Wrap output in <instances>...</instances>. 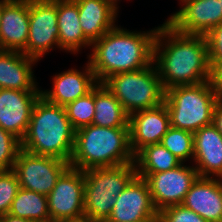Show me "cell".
Here are the masks:
<instances>
[{
	"mask_svg": "<svg viewBox=\"0 0 222 222\" xmlns=\"http://www.w3.org/2000/svg\"><path fill=\"white\" fill-rule=\"evenodd\" d=\"M37 62L20 51L0 50V89L41 91L32 71Z\"/></svg>",
	"mask_w": 222,
	"mask_h": 222,
	"instance_id": "obj_20",
	"label": "cell"
},
{
	"mask_svg": "<svg viewBox=\"0 0 222 222\" xmlns=\"http://www.w3.org/2000/svg\"><path fill=\"white\" fill-rule=\"evenodd\" d=\"M52 80L51 90H41V96L52 104L64 107L85 96L98 84L89 61L83 71L71 68L55 75Z\"/></svg>",
	"mask_w": 222,
	"mask_h": 222,
	"instance_id": "obj_16",
	"label": "cell"
},
{
	"mask_svg": "<svg viewBox=\"0 0 222 222\" xmlns=\"http://www.w3.org/2000/svg\"><path fill=\"white\" fill-rule=\"evenodd\" d=\"M65 110L75 130L92 124L95 114L94 88L85 96L68 103L65 106Z\"/></svg>",
	"mask_w": 222,
	"mask_h": 222,
	"instance_id": "obj_27",
	"label": "cell"
},
{
	"mask_svg": "<svg viewBox=\"0 0 222 222\" xmlns=\"http://www.w3.org/2000/svg\"><path fill=\"white\" fill-rule=\"evenodd\" d=\"M94 105L92 124L101 127H129V115L103 83L94 87Z\"/></svg>",
	"mask_w": 222,
	"mask_h": 222,
	"instance_id": "obj_23",
	"label": "cell"
},
{
	"mask_svg": "<svg viewBox=\"0 0 222 222\" xmlns=\"http://www.w3.org/2000/svg\"><path fill=\"white\" fill-rule=\"evenodd\" d=\"M19 189V180L13 170L0 171V217L9 213Z\"/></svg>",
	"mask_w": 222,
	"mask_h": 222,
	"instance_id": "obj_29",
	"label": "cell"
},
{
	"mask_svg": "<svg viewBox=\"0 0 222 222\" xmlns=\"http://www.w3.org/2000/svg\"><path fill=\"white\" fill-rule=\"evenodd\" d=\"M4 0H0V22L3 14Z\"/></svg>",
	"mask_w": 222,
	"mask_h": 222,
	"instance_id": "obj_35",
	"label": "cell"
},
{
	"mask_svg": "<svg viewBox=\"0 0 222 222\" xmlns=\"http://www.w3.org/2000/svg\"><path fill=\"white\" fill-rule=\"evenodd\" d=\"M70 163L51 156L31 154L23 149L13 166L20 188L48 196Z\"/></svg>",
	"mask_w": 222,
	"mask_h": 222,
	"instance_id": "obj_9",
	"label": "cell"
},
{
	"mask_svg": "<svg viewBox=\"0 0 222 222\" xmlns=\"http://www.w3.org/2000/svg\"><path fill=\"white\" fill-rule=\"evenodd\" d=\"M158 27L135 32L115 26L92 43L88 61L98 83L120 72L141 70L153 63V47Z\"/></svg>",
	"mask_w": 222,
	"mask_h": 222,
	"instance_id": "obj_2",
	"label": "cell"
},
{
	"mask_svg": "<svg viewBox=\"0 0 222 222\" xmlns=\"http://www.w3.org/2000/svg\"><path fill=\"white\" fill-rule=\"evenodd\" d=\"M170 116L166 105L135 112L129 116L130 148L135 155L143 147L161 143L170 128Z\"/></svg>",
	"mask_w": 222,
	"mask_h": 222,
	"instance_id": "obj_15",
	"label": "cell"
},
{
	"mask_svg": "<svg viewBox=\"0 0 222 222\" xmlns=\"http://www.w3.org/2000/svg\"><path fill=\"white\" fill-rule=\"evenodd\" d=\"M194 133L170 127L162 138L161 144L182 163L194 156Z\"/></svg>",
	"mask_w": 222,
	"mask_h": 222,
	"instance_id": "obj_26",
	"label": "cell"
},
{
	"mask_svg": "<svg viewBox=\"0 0 222 222\" xmlns=\"http://www.w3.org/2000/svg\"><path fill=\"white\" fill-rule=\"evenodd\" d=\"M195 168L200 177L222 178V134L213 124L194 133Z\"/></svg>",
	"mask_w": 222,
	"mask_h": 222,
	"instance_id": "obj_19",
	"label": "cell"
},
{
	"mask_svg": "<svg viewBox=\"0 0 222 222\" xmlns=\"http://www.w3.org/2000/svg\"><path fill=\"white\" fill-rule=\"evenodd\" d=\"M137 176L135 163L84 171V215L89 222H106L116 197Z\"/></svg>",
	"mask_w": 222,
	"mask_h": 222,
	"instance_id": "obj_5",
	"label": "cell"
},
{
	"mask_svg": "<svg viewBox=\"0 0 222 222\" xmlns=\"http://www.w3.org/2000/svg\"><path fill=\"white\" fill-rule=\"evenodd\" d=\"M70 222H89V221L86 219H83V220H79V221H70Z\"/></svg>",
	"mask_w": 222,
	"mask_h": 222,
	"instance_id": "obj_37",
	"label": "cell"
},
{
	"mask_svg": "<svg viewBox=\"0 0 222 222\" xmlns=\"http://www.w3.org/2000/svg\"><path fill=\"white\" fill-rule=\"evenodd\" d=\"M137 173H159L175 169L182 162L161 143L143 147L134 155Z\"/></svg>",
	"mask_w": 222,
	"mask_h": 222,
	"instance_id": "obj_24",
	"label": "cell"
},
{
	"mask_svg": "<svg viewBox=\"0 0 222 222\" xmlns=\"http://www.w3.org/2000/svg\"><path fill=\"white\" fill-rule=\"evenodd\" d=\"M57 25L61 50L76 54L83 47L91 48L92 42L84 35L74 0H57Z\"/></svg>",
	"mask_w": 222,
	"mask_h": 222,
	"instance_id": "obj_22",
	"label": "cell"
},
{
	"mask_svg": "<svg viewBox=\"0 0 222 222\" xmlns=\"http://www.w3.org/2000/svg\"><path fill=\"white\" fill-rule=\"evenodd\" d=\"M29 0H4L0 22V50L22 52L28 41Z\"/></svg>",
	"mask_w": 222,
	"mask_h": 222,
	"instance_id": "obj_17",
	"label": "cell"
},
{
	"mask_svg": "<svg viewBox=\"0 0 222 222\" xmlns=\"http://www.w3.org/2000/svg\"><path fill=\"white\" fill-rule=\"evenodd\" d=\"M8 214L33 222H50L47 196L20 188Z\"/></svg>",
	"mask_w": 222,
	"mask_h": 222,
	"instance_id": "obj_25",
	"label": "cell"
},
{
	"mask_svg": "<svg viewBox=\"0 0 222 222\" xmlns=\"http://www.w3.org/2000/svg\"><path fill=\"white\" fill-rule=\"evenodd\" d=\"M134 162L129 127H101L95 124L75 130L70 166L86 171Z\"/></svg>",
	"mask_w": 222,
	"mask_h": 222,
	"instance_id": "obj_4",
	"label": "cell"
},
{
	"mask_svg": "<svg viewBox=\"0 0 222 222\" xmlns=\"http://www.w3.org/2000/svg\"><path fill=\"white\" fill-rule=\"evenodd\" d=\"M75 129L64 106L52 104L42 96L34 104L21 149L35 155L51 156L70 162Z\"/></svg>",
	"mask_w": 222,
	"mask_h": 222,
	"instance_id": "obj_3",
	"label": "cell"
},
{
	"mask_svg": "<svg viewBox=\"0 0 222 222\" xmlns=\"http://www.w3.org/2000/svg\"><path fill=\"white\" fill-rule=\"evenodd\" d=\"M118 1H119V0H113L114 5H115V7H116L117 9L119 8V6H117V5H118V4H117V3H118Z\"/></svg>",
	"mask_w": 222,
	"mask_h": 222,
	"instance_id": "obj_36",
	"label": "cell"
},
{
	"mask_svg": "<svg viewBox=\"0 0 222 222\" xmlns=\"http://www.w3.org/2000/svg\"><path fill=\"white\" fill-rule=\"evenodd\" d=\"M212 124L222 134V100L220 99L215 105Z\"/></svg>",
	"mask_w": 222,
	"mask_h": 222,
	"instance_id": "obj_33",
	"label": "cell"
},
{
	"mask_svg": "<svg viewBox=\"0 0 222 222\" xmlns=\"http://www.w3.org/2000/svg\"><path fill=\"white\" fill-rule=\"evenodd\" d=\"M84 171L69 166L58 178L47 196L50 222H70L85 219Z\"/></svg>",
	"mask_w": 222,
	"mask_h": 222,
	"instance_id": "obj_8",
	"label": "cell"
},
{
	"mask_svg": "<svg viewBox=\"0 0 222 222\" xmlns=\"http://www.w3.org/2000/svg\"><path fill=\"white\" fill-rule=\"evenodd\" d=\"M188 1H190V0H180V4L182 3L181 5H183L184 3L188 2Z\"/></svg>",
	"mask_w": 222,
	"mask_h": 222,
	"instance_id": "obj_38",
	"label": "cell"
},
{
	"mask_svg": "<svg viewBox=\"0 0 222 222\" xmlns=\"http://www.w3.org/2000/svg\"><path fill=\"white\" fill-rule=\"evenodd\" d=\"M41 91L0 89V126L22 140L29 127L34 104Z\"/></svg>",
	"mask_w": 222,
	"mask_h": 222,
	"instance_id": "obj_14",
	"label": "cell"
},
{
	"mask_svg": "<svg viewBox=\"0 0 222 222\" xmlns=\"http://www.w3.org/2000/svg\"><path fill=\"white\" fill-rule=\"evenodd\" d=\"M154 66L152 63L141 70L120 72L103 82L129 116L164 103L165 90Z\"/></svg>",
	"mask_w": 222,
	"mask_h": 222,
	"instance_id": "obj_7",
	"label": "cell"
},
{
	"mask_svg": "<svg viewBox=\"0 0 222 222\" xmlns=\"http://www.w3.org/2000/svg\"><path fill=\"white\" fill-rule=\"evenodd\" d=\"M57 0H29V32L26 48L22 51L37 61L49 50L59 47Z\"/></svg>",
	"mask_w": 222,
	"mask_h": 222,
	"instance_id": "obj_10",
	"label": "cell"
},
{
	"mask_svg": "<svg viewBox=\"0 0 222 222\" xmlns=\"http://www.w3.org/2000/svg\"><path fill=\"white\" fill-rule=\"evenodd\" d=\"M165 21L187 35L208 34L222 23V0H190Z\"/></svg>",
	"mask_w": 222,
	"mask_h": 222,
	"instance_id": "obj_12",
	"label": "cell"
},
{
	"mask_svg": "<svg viewBox=\"0 0 222 222\" xmlns=\"http://www.w3.org/2000/svg\"><path fill=\"white\" fill-rule=\"evenodd\" d=\"M148 184L155 209L160 212L173 205H182L186 194L198 178L196 168L182 163L172 170L159 173H137Z\"/></svg>",
	"mask_w": 222,
	"mask_h": 222,
	"instance_id": "obj_11",
	"label": "cell"
},
{
	"mask_svg": "<svg viewBox=\"0 0 222 222\" xmlns=\"http://www.w3.org/2000/svg\"><path fill=\"white\" fill-rule=\"evenodd\" d=\"M218 99L210 81L165 90L170 126L195 133L212 124Z\"/></svg>",
	"mask_w": 222,
	"mask_h": 222,
	"instance_id": "obj_6",
	"label": "cell"
},
{
	"mask_svg": "<svg viewBox=\"0 0 222 222\" xmlns=\"http://www.w3.org/2000/svg\"><path fill=\"white\" fill-rule=\"evenodd\" d=\"M182 205L207 222H222V178L198 176Z\"/></svg>",
	"mask_w": 222,
	"mask_h": 222,
	"instance_id": "obj_18",
	"label": "cell"
},
{
	"mask_svg": "<svg viewBox=\"0 0 222 222\" xmlns=\"http://www.w3.org/2000/svg\"><path fill=\"white\" fill-rule=\"evenodd\" d=\"M146 181L136 176L116 197L112 213L106 222H158Z\"/></svg>",
	"mask_w": 222,
	"mask_h": 222,
	"instance_id": "obj_13",
	"label": "cell"
},
{
	"mask_svg": "<svg viewBox=\"0 0 222 222\" xmlns=\"http://www.w3.org/2000/svg\"><path fill=\"white\" fill-rule=\"evenodd\" d=\"M210 66V83L216 92L217 97L222 100V61L210 62Z\"/></svg>",
	"mask_w": 222,
	"mask_h": 222,
	"instance_id": "obj_32",
	"label": "cell"
},
{
	"mask_svg": "<svg viewBox=\"0 0 222 222\" xmlns=\"http://www.w3.org/2000/svg\"><path fill=\"white\" fill-rule=\"evenodd\" d=\"M158 222H207L193 210L183 205H173L158 213Z\"/></svg>",
	"mask_w": 222,
	"mask_h": 222,
	"instance_id": "obj_30",
	"label": "cell"
},
{
	"mask_svg": "<svg viewBox=\"0 0 222 222\" xmlns=\"http://www.w3.org/2000/svg\"><path fill=\"white\" fill-rule=\"evenodd\" d=\"M153 63L164 90L210 81L206 37L180 33L166 22L156 32Z\"/></svg>",
	"mask_w": 222,
	"mask_h": 222,
	"instance_id": "obj_1",
	"label": "cell"
},
{
	"mask_svg": "<svg viewBox=\"0 0 222 222\" xmlns=\"http://www.w3.org/2000/svg\"><path fill=\"white\" fill-rule=\"evenodd\" d=\"M208 43L209 62L222 61V23L205 35Z\"/></svg>",
	"mask_w": 222,
	"mask_h": 222,
	"instance_id": "obj_31",
	"label": "cell"
},
{
	"mask_svg": "<svg viewBox=\"0 0 222 222\" xmlns=\"http://www.w3.org/2000/svg\"><path fill=\"white\" fill-rule=\"evenodd\" d=\"M1 217H2V222H33L31 220L15 217L10 214H6Z\"/></svg>",
	"mask_w": 222,
	"mask_h": 222,
	"instance_id": "obj_34",
	"label": "cell"
},
{
	"mask_svg": "<svg viewBox=\"0 0 222 222\" xmlns=\"http://www.w3.org/2000/svg\"><path fill=\"white\" fill-rule=\"evenodd\" d=\"M84 35L93 43L116 25L118 9L113 0H74Z\"/></svg>",
	"mask_w": 222,
	"mask_h": 222,
	"instance_id": "obj_21",
	"label": "cell"
},
{
	"mask_svg": "<svg viewBox=\"0 0 222 222\" xmlns=\"http://www.w3.org/2000/svg\"><path fill=\"white\" fill-rule=\"evenodd\" d=\"M21 140L0 126V171L13 170Z\"/></svg>",
	"mask_w": 222,
	"mask_h": 222,
	"instance_id": "obj_28",
	"label": "cell"
}]
</instances>
